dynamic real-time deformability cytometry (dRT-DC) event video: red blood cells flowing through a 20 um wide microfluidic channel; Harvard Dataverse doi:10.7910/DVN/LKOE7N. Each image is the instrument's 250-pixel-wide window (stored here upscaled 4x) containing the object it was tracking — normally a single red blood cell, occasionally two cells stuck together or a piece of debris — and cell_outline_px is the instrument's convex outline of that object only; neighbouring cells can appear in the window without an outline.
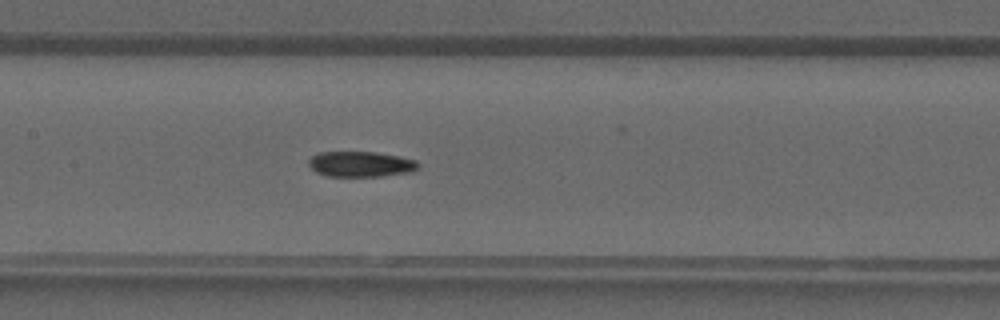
{"species": "common noctule bat (a hibernating species)", "species_latin": "Nyctalus noctula", "temperature_condition": "warm", "stored_images_in_passage": 39, "camera_frame_rate_fps": 3000, "um_per_image_px": 0.085, "animal": {"sex": "male", "forearm_length_mm": 52.5}, "frame": {"image": 1, "passage_image": 19, "time_ms": 6.0, "image_size_px": [1000, 320], "cell_outline_px": [[420, 164], [412, 172], [380, 176], [328, 176], [316, 172], [308, 164], [308, 160], [312, 156], [320, 152], [376, 152], [400, 156], [416, 160]], "centroid_in_image_um": [30.67, 13.94], "position_along_channel_um": 176.7, "area_um2": 16.24}}
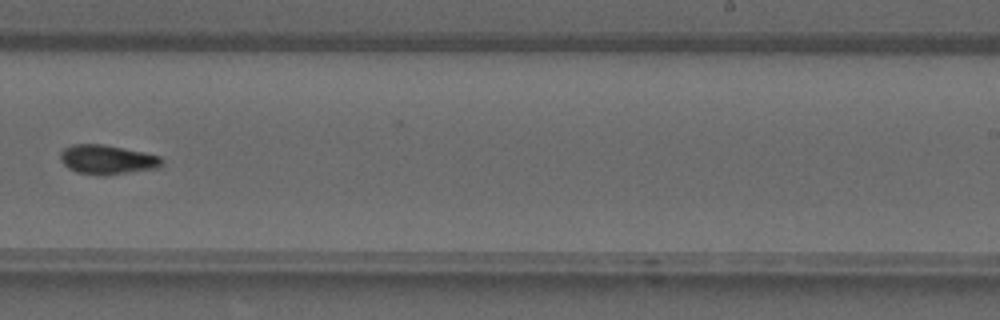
{"frame": {"image": 2, "passage_image": 25, "time_ms": 8.0, "image_size_px": [1000, 320], "cell_outline_px": [[164, 164], [160, 168], [104, 176], [76, 172], [68, 168], [60, 160], [60, 152], [64, 148], [72, 144], [100, 144], [144, 152], [160, 156], [164, 160]], "centroid_in_image_um": [9.14, 13.58], "position_along_channel_um": 279.9, "area_um2": 17.57}}
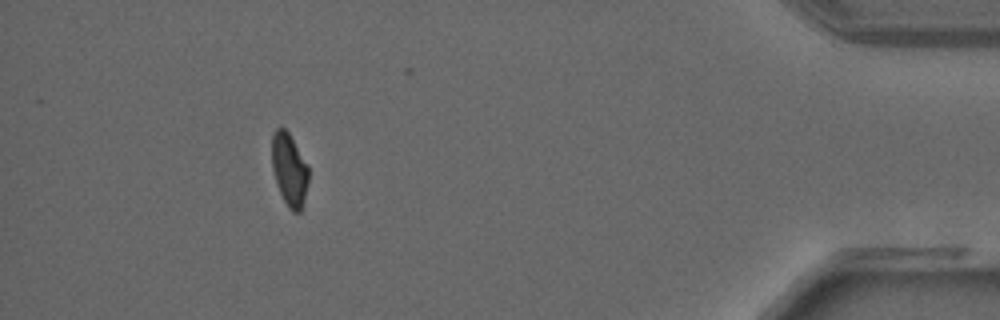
{"frame": {"image": 3, "passage_image": 36, "time_ms": 11.667, "image_size_px": [1000, 320], "cell_outline_px": [[308, 180], [304, 200], [300, 212], [292, 212], [288, 208], [276, 184], [272, 168], [272, 136], [276, 128], [284, 128], [288, 132], [308, 164]], "centroid_in_image_um": [24.59, 14.42], "position_along_channel_um": 410.6, "area_um2": 15.49}}